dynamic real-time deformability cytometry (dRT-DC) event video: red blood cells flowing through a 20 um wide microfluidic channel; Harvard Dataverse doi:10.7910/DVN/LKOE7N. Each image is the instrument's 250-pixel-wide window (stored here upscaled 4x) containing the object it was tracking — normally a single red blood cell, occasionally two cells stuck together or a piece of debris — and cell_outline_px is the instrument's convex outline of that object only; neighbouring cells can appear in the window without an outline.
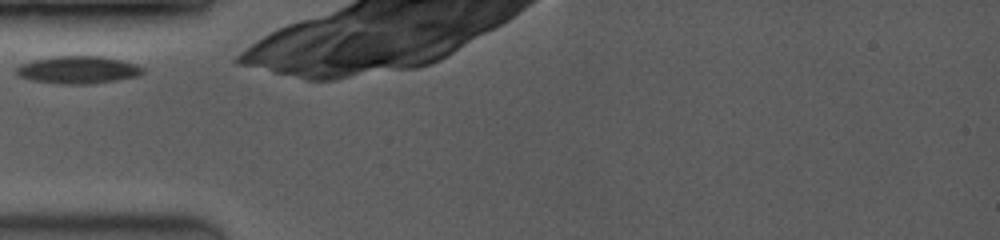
{"species": "common noctule bat (a hibernating species)", "species_latin": "Nyctalus noctula", "temperature_condition": "room temperature", "stored_images_in_passage": 18, "camera_frame_rate_fps": 3500, "um_per_image_px": 0.085, "animal": {"sex": "female", "body_mass_g": 19.0, "forearm_length_mm": 53.3}, "frame": {"image": 1, "passage_image": 1, "time_ms": 0.0, "image_size_px": [1000, 240], "cell_outline_px": [[144, 72], [140, 76], [116, 80], [84, 84], [60, 84], [32, 80], [20, 76], [16, 72], [16, 68], [20, 64], [32, 60], [56, 56], [100, 56], [120, 60], [136, 64], [144, 68]], "centroid_in_image_um": [6.64, 5.93], "position_along_channel_um": 78.4, "area_um2": 20.17}}